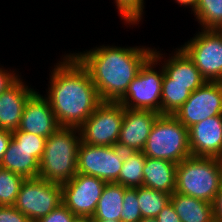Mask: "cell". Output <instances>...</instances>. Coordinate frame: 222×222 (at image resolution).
I'll list each match as a JSON object with an SVG mask.
<instances>
[{
  "mask_svg": "<svg viewBox=\"0 0 222 222\" xmlns=\"http://www.w3.org/2000/svg\"><path fill=\"white\" fill-rule=\"evenodd\" d=\"M0 167L25 179L37 178L39 173V161L33 156V151L19 145L13 138L4 153Z\"/></svg>",
  "mask_w": 222,
  "mask_h": 222,
  "instance_id": "obj_19",
  "label": "cell"
},
{
  "mask_svg": "<svg viewBox=\"0 0 222 222\" xmlns=\"http://www.w3.org/2000/svg\"><path fill=\"white\" fill-rule=\"evenodd\" d=\"M93 222H121L117 220H102V221H93Z\"/></svg>",
  "mask_w": 222,
  "mask_h": 222,
  "instance_id": "obj_39",
  "label": "cell"
},
{
  "mask_svg": "<svg viewBox=\"0 0 222 222\" xmlns=\"http://www.w3.org/2000/svg\"><path fill=\"white\" fill-rule=\"evenodd\" d=\"M192 13L201 29H218L222 25V0H198Z\"/></svg>",
  "mask_w": 222,
  "mask_h": 222,
  "instance_id": "obj_24",
  "label": "cell"
},
{
  "mask_svg": "<svg viewBox=\"0 0 222 222\" xmlns=\"http://www.w3.org/2000/svg\"><path fill=\"white\" fill-rule=\"evenodd\" d=\"M50 74L47 99L60 127L79 128L102 103L89 72L73 54Z\"/></svg>",
  "mask_w": 222,
  "mask_h": 222,
  "instance_id": "obj_1",
  "label": "cell"
},
{
  "mask_svg": "<svg viewBox=\"0 0 222 222\" xmlns=\"http://www.w3.org/2000/svg\"><path fill=\"white\" fill-rule=\"evenodd\" d=\"M124 107L118 102H102L79 127L81 142L97 146H117Z\"/></svg>",
  "mask_w": 222,
  "mask_h": 222,
  "instance_id": "obj_9",
  "label": "cell"
},
{
  "mask_svg": "<svg viewBox=\"0 0 222 222\" xmlns=\"http://www.w3.org/2000/svg\"><path fill=\"white\" fill-rule=\"evenodd\" d=\"M61 204V184L37 177L24 180L14 207L31 222H37Z\"/></svg>",
  "mask_w": 222,
  "mask_h": 222,
  "instance_id": "obj_7",
  "label": "cell"
},
{
  "mask_svg": "<svg viewBox=\"0 0 222 222\" xmlns=\"http://www.w3.org/2000/svg\"><path fill=\"white\" fill-rule=\"evenodd\" d=\"M149 47L100 46L72 53L87 69L102 102H118L144 63L152 56Z\"/></svg>",
  "mask_w": 222,
  "mask_h": 222,
  "instance_id": "obj_2",
  "label": "cell"
},
{
  "mask_svg": "<svg viewBox=\"0 0 222 222\" xmlns=\"http://www.w3.org/2000/svg\"><path fill=\"white\" fill-rule=\"evenodd\" d=\"M59 127L49 100L35 91L24 105L18 130L47 139Z\"/></svg>",
  "mask_w": 222,
  "mask_h": 222,
  "instance_id": "obj_15",
  "label": "cell"
},
{
  "mask_svg": "<svg viewBox=\"0 0 222 222\" xmlns=\"http://www.w3.org/2000/svg\"><path fill=\"white\" fill-rule=\"evenodd\" d=\"M72 222H93V218L91 216L75 215Z\"/></svg>",
  "mask_w": 222,
  "mask_h": 222,
  "instance_id": "obj_37",
  "label": "cell"
},
{
  "mask_svg": "<svg viewBox=\"0 0 222 222\" xmlns=\"http://www.w3.org/2000/svg\"><path fill=\"white\" fill-rule=\"evenodd\" d=\"M157 222H182L171 202L156 217Z\"/></svg>",
  "mask_w": 222,
  "mask_h": 222,
  "instance_id": "obj_33",
  "label": "cell"
},
{
  "mask_svg": "<svg viewBox=\"0 0 222 222\" xmlns=\"http://www.w3.org/2000/svg\"><path fill=\"white\" fill-rule=\"evenodd\" d=\"M178 4H181L183 6H190L192 8V11L195 10V7L198 3V0H175Z\"/></svg>",
  "mask_w": 222,
  "mask_h": 222,
  "instance_id": "obj_36",
  "label": "cell"
},
{
  "mask_svg": "<svg viewBox=\"0 0 222 222\" xmlns=\"http://www.w3.org/2000/svg\"><path fill=\"white\" fill-rule=\"evenodd\" d=\"M19 77V74H15L14 71L0 67V94L13 86L20 79Z\"/></svg>",
  "mask_w": 222,
  "mask_h": 222,
  "instance_id": "obj_32",
  "label": "cell"
},
{
  "mask_svg": "<svg viewBox=\"0 0 222 222\" xmlns=\"http://www.w3.org/2000/svg\"><path fill=\"white\" fill-rule=\"evenodd\" d=\"M175 52L169 59H164V70L162 84H180L188 86V90L192 93L201 87L206 80L200 74L195 63L181 49L176 48Z\"/></svg>",
  "mask_w": 222,
  "mask_h": 222,
  "instance_id": "obj_16",
  "label": "cell"
},
{
  "mask_svg": "<svg viewBox=\"0 0 222 222\" xmlns=\"http://www.w3.org/2000/svg\"><path fill=\"white\" fill-rule=\"evenodd\" d=\"M80 142L79 128L59 127L46 139L38 177L59 184L70 181L77 174Z\"/></svg>",
  "mask_w": 222,
  "mask_h": 222,
  "instance_id": "obj_3",
  "label": "cell"
},
{
  "mask_svg": "<svg viewBox=\"0 0 222 222\" xmlns=\"http://www.w3.org/2000/svg\"><path fill=\"white\" fill-rule=\"evenodd\" d=\"M191 156L222 159V114L188 128Z\"/></svg>",
  "mask_w": 222,
  "mask_h": 222,
  "instance_id": "obj_14",
  "label": "cell"
},
{
  "mask_svg": "<svg viewBox=\"0 0 222 222\" xmlns=\"http://www.w3.org/2000/svg\"><path fill=\"white\" fill-rule=\"evenodd\" d=\"M177 164L164 159L146 157L143 166V186L173 194L176 188Z\"/></svg>",
  "mask_w": 222,
  "mask_h": 222,
  "instance_id": "obj_18",
  "label": "cell"
},
{
  "mask_svg": "<svg viewBox=\"0 0 222 222\" xmlns=\"http://www.w3.org/2000/svg\"><path fill=\"white\" fill-rule=\"evenodd\" d=\"M124 153L118 146H97L80 142L77 173L114 183L123 167Z\"/></svg>",
  "mask_w": 222,
  "mask_h": 222,
  "instance_id": "obj_10",
  "label": "cell"
},
{
  "mask_svg": "<svg viewBox=\"0 0 222 222\" xmlns=\"http://www.w3.org/2000/svg\"><path fill=\"white\" fill-rule=\"evenodd\" d=\"M144 155L179 164L191 156L188 129L172 114H160L154 122Z\"/></svg>",
  "mask_w": 222,
  "mask_h": 222,
  "instance_id": "obj_5",
  "label": "cell"
},
{
  "mask_svg": "<svg viewBox=\"0 0 222 222\" xmlns=\"http://www.w3.org/2000/svg\"><path fill=\"white\" fill-rule=\"evenodd\" d=\"M125 187L118 183H106L98 201L96 211L92 216L93 221L117 220L123 208Z\"/></svg>",
  "mask_w": 222,
  "mask_h": 222,
  "instance_id": "obj_21",
  "label": "cell"
},
{
  "mask_svg": "<svg viewBox=\"0 0 222 222\" xmlns=\"http://www.w3.org/2000/svg\"><path fill=\"white\" fill-rule=\"evenodd\" d=\"M222 186V159L190 156L177 164L175 192L214 203Z\"/></svg>",
  "mask_w": 222,
  "mask_h": 222,
  "instance_id": "obj_4",
  "label": "cell"
},
{
  "mask_svg": "<svg viewBox=\"0 0 222 222\" xmlns=\"http://www.w3.org/2000/svg\"><path fill=\"white\" fill-rule=\"evenodd\" d=\"M159 115L151 110H133L124 107L117 146L124 151H142Z\"/></svg>",
  "mask_w": 222,
  "mask_h": 222,
  "instance_id": "obj_13",
  "label": "cell"
},
{
  "mask_svg": "<svg viewBox=\"0 0 222 222\" xmlns=\"http://www.w3.org/2000/svg\"><path fill=\"white\" fill-rule=\"evenodd\" d=\"M170 202L182 222H215L212 203L174 192Z\"/></svg>",
  "mask_w": 222,
  "mask_h": 222,
  "instance_id": "obj_20",
  "label": "cell"
},
{
  "mask_svg": "<svg viewBox=\"0 0 222 222\" xmlns=\"http://www.w3.org/2000/svg\"><path fill=\"white\" fill-rule=\"evenodd\" d=\"M12 138L19 145L33 151V156L40 162L45 149L46 138L18 129L12 131Z\"/></svg>",
  "mask_w": 222,
  "mask_h": 222,
  "instance_id": "obj_28",
  "label": "cell"
},
{
  "mask_svg": "<svg viewBox=\"0 0 222 222\" xmlns=\"http://www.w3.org/2000/svg\"><path fill=\"white\" fill-rule=\"evenodd\" d=\"M124 23L138 25L143 16L144 0H114Z\"/></svg>",
  "mask_w": 222,
  "mask_h": 222,
  "instance_id": "obj_27",
  "label": "cell"
},
{
  "mask_svg": "<svg viewBox=\"0 0 222 222\" xmlns=\"http://www.w3.org/2000/svg\"><path fill=\"white\" fill-rule=\"evenodd\" d=\"M161 51L153 50L124 96L118 101L123 107L133 110H151L161 114V92L164 77L163 68L157 72L156 65L162 62Z\"/></svg>",
  "mask_w": 222,
  "mask_h": 222,
  "instance_id": "obj_6",
  "label": "cell"
},
{
  "mask_svg": "<svg viewBox=\"0 0 222 222\" xmlns=\"http://www.w3.org/2000/svg\"><path fill=\"white\" fill-rule=\"evenodd\" d=\"M25 178L0 167V206H14Z\"/></svg>",
  "mask_w": 222,
  "mask_h": 222,
  "instance_id": "obj_26",
  "label": "cell"
},
{
  "mask_svg": "<svg viewBox=\"0 0 222 222\" xmlns=\"http://www.w3.org/2000/svg\"><path fill=\"white\" fill-rule=\"evenodd\" d=\"M123 208L120 214L121 222H139L142 219V215L139 209V203L137 198V187L126 188L123 197Z\"/></svg>",
  "mask_w": 222,
  "mask_h": 222,
  "instance_id": "obj_29",
  "label": "cell"
},
{
  "mask_svg": "<svg viewBox=\"0 0 222 222\" xmlns=\"http://www.w3.org/2000/svg\"><path fill=\"white\" fill-rule=\"evenodd\" d=\"M188 86L180 84H162L161 114L174 115L190 97Z\"/></svg>",
  "mask_w": 222,
  "mask_h": 222,
  "instance_id": "obj_25",
  "label": "cell"
},
{
  "mask_svg": "<svg viewBox=\"0 0 222 222\" xmlns=\"http://www.w3.org/2000/svg\"><path fill=\"white\" fill-rule=\"evenodd\" d=\"M217 31L222 35V25L217 29Z\"/></svg>",
  "mask_w": 222,
  "mask_h": 222,
  "instance_id": "obj_40",
  "label": "cell"
},
{
  "mask_svg": "<svg viewBox=\"0 0 222 222\" xmlns=\"http://www.w3.org/2000/svg\"><path fill=\"white\" fill-rule=\"evenodd\" d=\"M208 82H222V35L217 29H201L180 47Z\"/></svg>",
  "mask_w": 222,
  "mask_h": 222,
  "instance_id": "obj_8",
  "label": "cell"
},
{
  "mask_svg": "<svg viewBox=\"0 0 222 222\" xmlns=\"http://www.w3.org/2000/svg\"><path fill=\"white\" fill-rule=\"evenodd\" d=\"M19 79L8 90L0 94V129L17 130L22 118L24 105L35 92Z\"/></svg>",
  "mask_w": 222,
  "mask_h": 222,
  "instance_id": "obj_17",
  "label": "cell"
},
{
  "mask_svg": "<svg viewBox=\"0 0 222 222\" xmlns=\"http://www.w3.org/2000/svg\"><path fill=\"white\" fill-rule=\"evenodd\" d=\"M222 114V82L206 81L194 90L174 116L188 129L195 123Z\"/></svg>",
  "mask_w": 222,
  "mask_h": 222,
  "instance_id": "obj_12",
  "label": "cell"
},
{
  "mask_svg": "<svg viewBox=\"0 0 222 222\" xmlns=\"http://www.w3.org/2000/svg\"><path fill=\"white\" fill-rule=\"evenodd\" d=\"M215 222H222V186L213 203Z\"/></svg>",
  "mask_w": 222,
  "mask_h": 222,
  "instance_id": "obj_35",
  "label": "cell"
},
{
  "mask_svg": "<svg viewBox=\"0 0 222 222\" xmlns=\"http://www.w3.org/2000/svg\"><path fill=\"white\" fill-rule=\"evenodd\" d=\"M137 198L142 218H156L170 203L171 194L140 186L137 187Z\"/></svg>",
  "mask_w": 222,
  "mask_h": 222,
  "instance_id": "obj_23",
  "label": "cell"
},
{
  "mask_svg": "<svg viewBox=\"0 0 222 222\" xmlns=\"http://www.w3.org/2000/svg\"><path fill=\"white\" fill-rule=\"evenodd\" d=\"M106 183L97 177L77 173L61 184L62 203L74 215L92 217Z\"/></svg>",
  "mask_w": 222,
  "mask_h": 222,
  "instance_id": "obj_11",
  "label": "cell"
},
{
  "mask_svg": "<svg viewBox=\"0 0 222 222\" xmlns=\"http://www.w3.org/2000/svg\"><path fill=\"white\" fill-rule=\"evenodd\" d=\"M146 156L142 151H125L124 163L115 183L126 188L143 186V166Z\"/></svg>",
  "mask_w": 222,
  "mask_h": 222,
  "instance_id": "obj_22",
  "label": "cell"
},
{
  "mask_svg": "<svg viewBox=\"0 0 222 222\" xmlns=\"http://www.w3.org/2000/svg\"><path fill=\"white\" fill-rule=\"evenodd\" d=\"M139 222H157L156 218H142Z\"/></svg>",
  "mask_w": 222,
  "mask_h": 222,
  "instance_id": "obj_38",
  "label": "cell"
},
{
  "mask_svg": "<svg viewBox=\"0 0 222 222\" xmlns=\"http://www.w3.org/2000/svg\"><path fill=\"white\" fill-rule=\"evenodd\" d=\"M12 139V131L0 129V163L3 159L4 153L6 152L10 141Z\"/></svg>",
  "mask_w": 222,
  "mask_h": 222,
  "instance_id": "obj_34",
  "label": "cell"
},
{
  "mask_svg": "<svg viewBox=\"0 0 222 222\" xmlns=\"http://www.w3.org/2000/svg\"><path fill=\"white\" fill-rule=\"evenodd\" d=\"M75 215L62 203L37 222H72Z\"/></svg>",
  "mask_w": 222,
  "mask_h": 222,
  "instance_id": "obj_30",
  "label": "cell"
},
{
  "mask_svg": "<svg viewBox=\"0 0 222 222\" xmlns=\"http://www.w3.org/2000/svg\"><path fill=\"white\" fill-rule=\"evenodd\" d=\"M0 222H31V220L14 206H0Z\"/></svg>",
  "mask_w": 222,
  "mask_h": 222,
  "instance_id": "obj_31",
  "label": "cell"
}]
</instances>
